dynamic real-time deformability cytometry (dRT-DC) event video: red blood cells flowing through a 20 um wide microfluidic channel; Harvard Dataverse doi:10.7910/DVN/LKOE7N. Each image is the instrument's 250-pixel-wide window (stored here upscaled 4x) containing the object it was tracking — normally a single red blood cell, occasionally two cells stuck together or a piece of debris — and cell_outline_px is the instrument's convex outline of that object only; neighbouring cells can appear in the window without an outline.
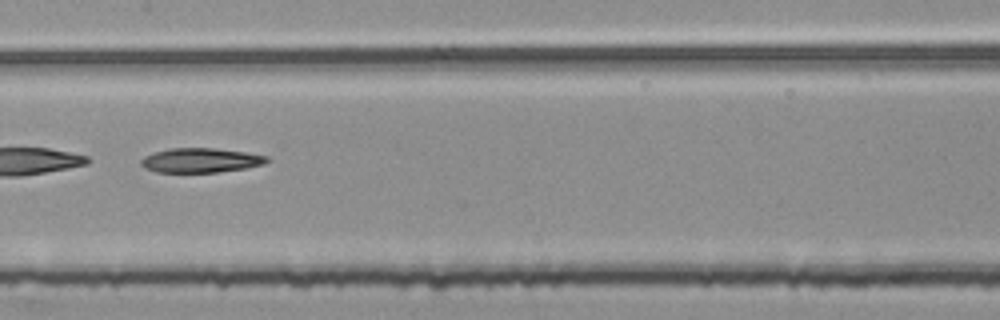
{"species": "common noctule bat (a hibernating species)", "species_latin": "Nyctalus noctula", "temperature_condition": "room temperature", "stored_images_in_passage": 31, "camera_frame_rate_fps": 3000, "um_per_image_px": 0.085, "animal": {"sex": "female", "body_mass_g": 25.1}, "frame": {"image": 1, "passage_image": 10, "time_ms": 3.0, "image_size_px": [1000, 320], "cell_outline_px": [[272, 160], [264, 164], [244, 168], [216, 172], [156, 172], [144, 168], [140, 164], [140, 160], [144, 156], [152, 152], [168, 148], [216, 148], [248, 152], [268, 156]], "centroid_in_image_um": [17.05, 13.61], "position_along_channel_um": 190.3, "area_um2": 18.21}}